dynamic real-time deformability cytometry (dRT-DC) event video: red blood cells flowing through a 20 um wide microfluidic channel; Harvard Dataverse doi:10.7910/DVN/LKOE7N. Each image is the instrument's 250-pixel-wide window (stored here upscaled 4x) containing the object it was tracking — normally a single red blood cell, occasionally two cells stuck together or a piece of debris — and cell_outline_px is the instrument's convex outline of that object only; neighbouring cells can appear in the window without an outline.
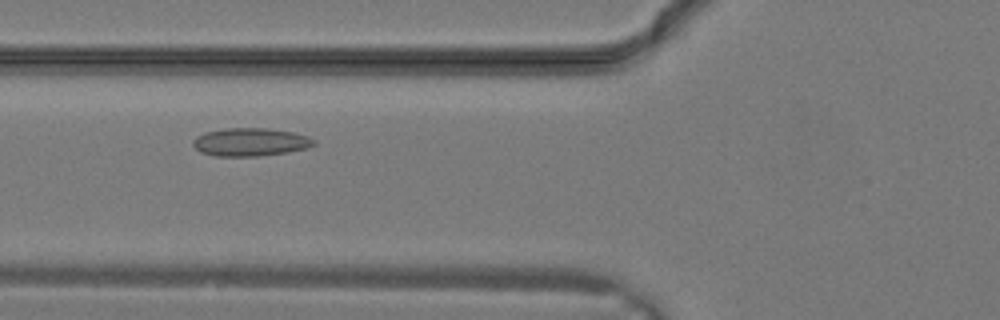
{"species": "common noctule bat (a hibernating species)", "species_latin": "Nyctalus noctula", "temperature_condition": "warm", "stored_images_in_passage": 28, "camera_frame_rate_fps": 3000, "um_per_image_px": 0.085, "animal": {"sex": "male", "body_mass_g": 19.2, "forearm_length_mm": 51.8}, "frame": {"image": 1, "passage_image": 9, "time_ms": 2.667, "image_size_px": [1000, 320], "cell_outline_px": [[316, 144], [308, 148], [288, 152], [260, 156], [216, 156], [200, 152], [192, 144], [192, 140], [196, 136], [204, 132], [228, 128], [264, 128], [292, 132], [308, 136], [316, 140]], "centroid_in_image_um": [21.28, 12.08], "position_along_channel_um": 104.5, "area_um2": 19.88}}
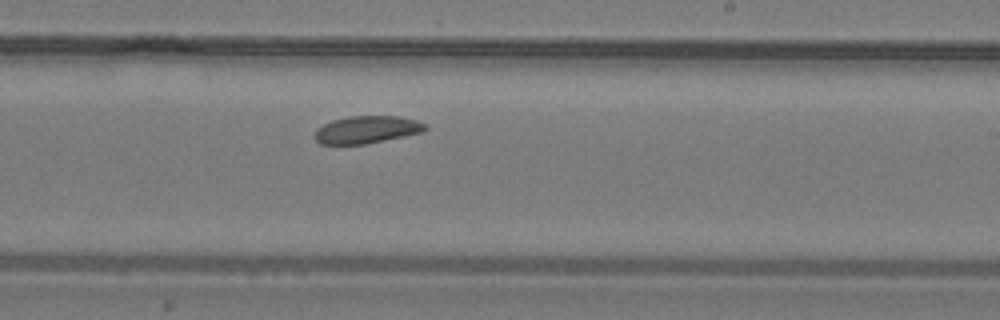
{"frame": {"image": 2, "passage_image": 16, "time_ms": 5.0, "image_size_px": [1000, 320], "cell_outline_px": [[428, 128], [424, 132], [364, 144], [320, 144], [312, 136], [316, 128], [332, 120], [348, 116], [396, 116], [416, 120], [424, 124]], "centroid_in_image_um": [31.13, 11.02], "position_along_channel_um": 257.9, "area_um2": 17.69}}
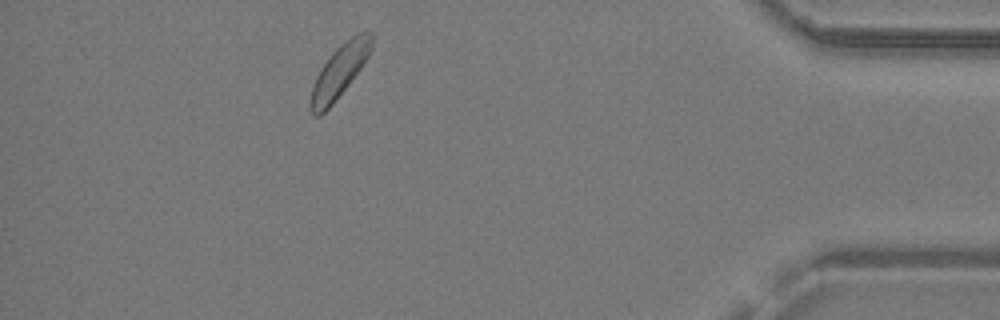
{"frame": {"image": 3, "passage_image": 25, "time_ms": 8.0, "image_size_px": [1000, 320], "cell_outline_px": [[372, 48], [368, 56], [360, 68], [348, 84], [332, 104], [320, 116], [312, 116], [308, 108], [308, 104], [312, 88], [316, 76], [320, 68], [332, 52], [344, 40], [356, 32], [372, 32]], "centroid_in_image_um": [28.81, 6.06], "position_along_channel_um": 406.4, "area_um2": 18.79}}